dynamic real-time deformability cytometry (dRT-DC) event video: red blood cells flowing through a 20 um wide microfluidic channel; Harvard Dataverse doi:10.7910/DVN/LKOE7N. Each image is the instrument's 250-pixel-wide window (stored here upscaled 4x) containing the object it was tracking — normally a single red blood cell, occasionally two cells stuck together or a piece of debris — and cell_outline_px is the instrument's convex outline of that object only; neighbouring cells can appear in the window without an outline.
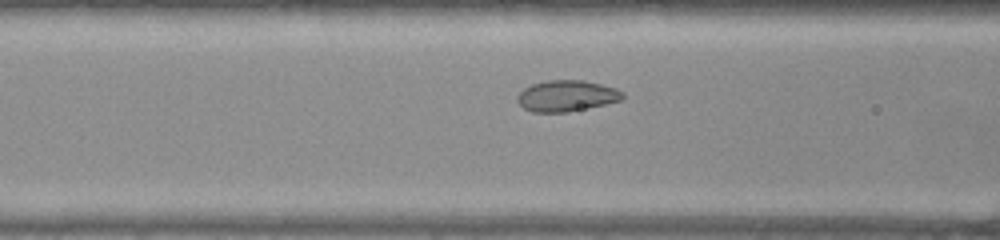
{"species": "common noctule bat (a hibernating species)", "species_latin": "Nyctalus noctula", "temperature_condition": "warm", "stored_images_in_passage": 35, "camera_frame_rate_fps": 3000, "um_per_image_px": 0.085, "animal": {"sex": "female", "body_mass_g": 22.0, "forearm_length_mm": 56.7}, "frame": {"image": 1, "passage_image": 10, "time_ms": 3.0, "image_size_px": [1000, 240], "cell_outline_px": [[624, 100], [568, 112], [532, 112], [524, 108], [516, 100], [516, 96], [524, 88], [532, 84], [548, 80], [584, 80], [616, 88], [624, 96]], "centroid_in_image_um": [48.15, 8.15], "position_along_channel_um": 118.5, "area_um2": 19.07}}
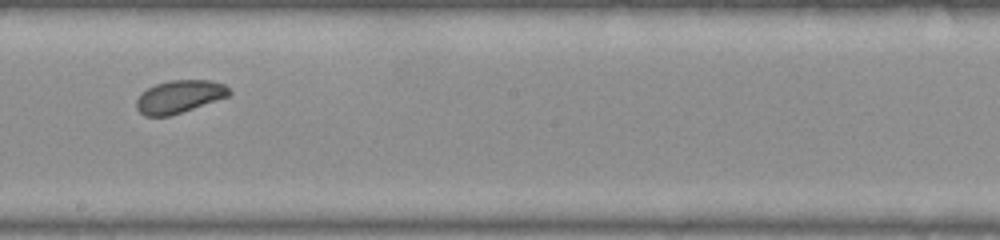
{"frame": {"image": 2, "passage_image": 19, "time_ms": 6.0, "image_size_px": [1000, 240], "cell_outline_px": [[232, 92], [228, 96], [168, 116], [144, 116], [136, 108], [136, 100], [148, 88], [156, 84], [172, 80], [212, 80], [224, 84]], "centroid_in_image_um": [15.24, 8.2], "position_along_channel_um": 233.0, "area_um2": 17.34}}
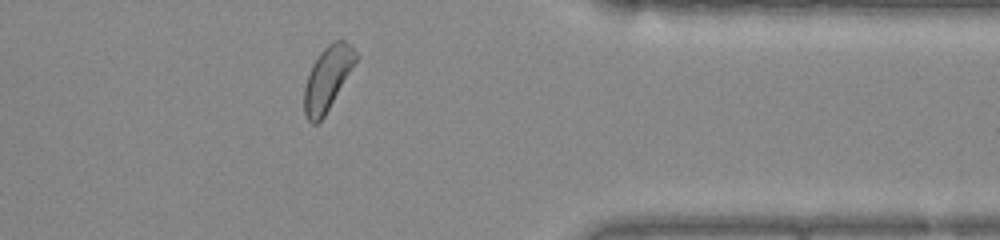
{"frame": {"image": 3, "passage_image": 32, "time_ms": 10.333, "image_size_px": [1000, 240], "cell_outline_px": [[360, 56], [324, 116], [316, 124], [312, 124], [308, 120], [304, 112], [304, 88], [312, 64], [320, 52], [332, 40], [344, 40], [352, 44]], "centroid_in_image_um": [27.87, 6.61], "position_along_channel_um": 383.5, "area_um2": 19.25}, "authors_computed_cell_mechanics": {"area_um2": 18.6116, "velocity_mm_per_s": 3.8264, "shape_relaxation_time_tau1_ms": 8.2047, "shape_relaxation_time_tau2_ms": null, "deformation_change_tau1": 0.1411, "deformation_change_tau2": null}}